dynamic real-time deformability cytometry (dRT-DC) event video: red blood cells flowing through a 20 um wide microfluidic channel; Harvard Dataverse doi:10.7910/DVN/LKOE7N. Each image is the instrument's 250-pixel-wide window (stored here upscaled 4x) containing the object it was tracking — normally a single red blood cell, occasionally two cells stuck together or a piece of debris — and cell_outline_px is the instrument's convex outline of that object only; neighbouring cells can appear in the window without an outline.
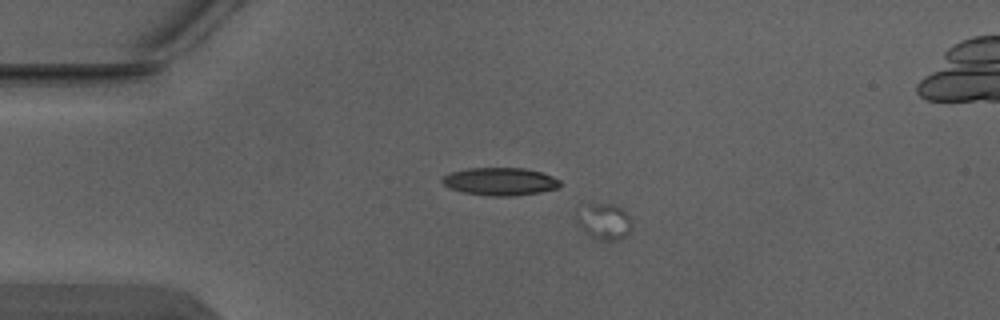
{"species": "Egyptian fruit bat (a non-hibernating species)", "species_latin": "Rousettus aegyptiacus", "temperature_condition": "warm", "stored_images_in_passage": 4, "camera_frame_rate_fps": 3000, "um_per_image_px": 0.085, "animal": {"sex": "male"}, "frame": {"image": 1, "passage_image": 2, "time_ms": 0.333, "image_size_px": [1000, 320], "cell_outline_px": [[632, 228], [628, 236], [616, 240], [596, 240], [588, 236], [576, 220], [576, 208], [588, 204], [616, 204], [624, 208], [632, 220]], "centroid_in_image_um": [51.37, 18.82], "position_along_channel_um": 33.6, "area_um2": 12.14}}